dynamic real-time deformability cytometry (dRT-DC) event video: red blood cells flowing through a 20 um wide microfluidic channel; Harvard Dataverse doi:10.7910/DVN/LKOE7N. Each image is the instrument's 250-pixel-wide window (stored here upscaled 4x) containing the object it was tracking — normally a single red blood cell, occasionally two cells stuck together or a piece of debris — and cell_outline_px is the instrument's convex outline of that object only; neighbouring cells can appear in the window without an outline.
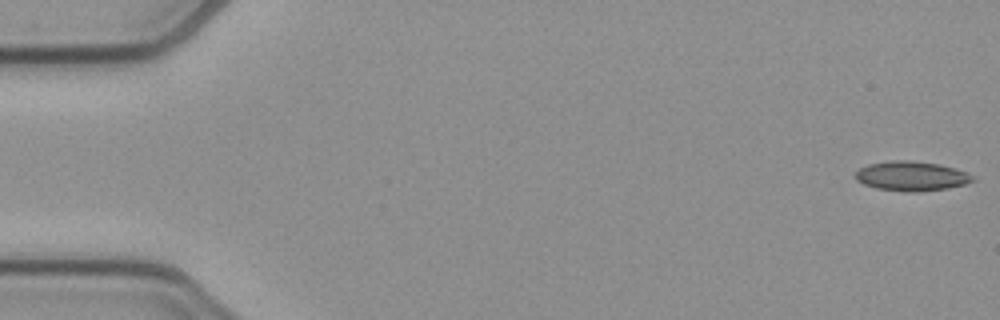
{"species": "common noctule bat (a hibernating species)", "species_latin": "Nyctalus noctula", "temperature_condition": "cold", "stored_images_in_passage": 52, "camera_frame_rate_fps": 3000, "um_per_image_px": 0.085, "animal": {"sex": "female", "body_mass_g": 21.9}, "frame": {"image": 1, "passage_image": 1, "time_ms": 0.0, "image_size_px": [1000, 320], "cell_outline_px": [[976, 180], [964, 184], [948, 188], [920, 192], [904, 192], [876, 188], [864, 184], [856, 180], [856, 172], [860, 168], [868, 164], [892, 160], [908, 160], [940, 164], [956, 168], [972, 176]], "centroid_in_image_um": [77.47, 14.97], "position_along_channel_um": 7.5, "area_um2": 20.23}}
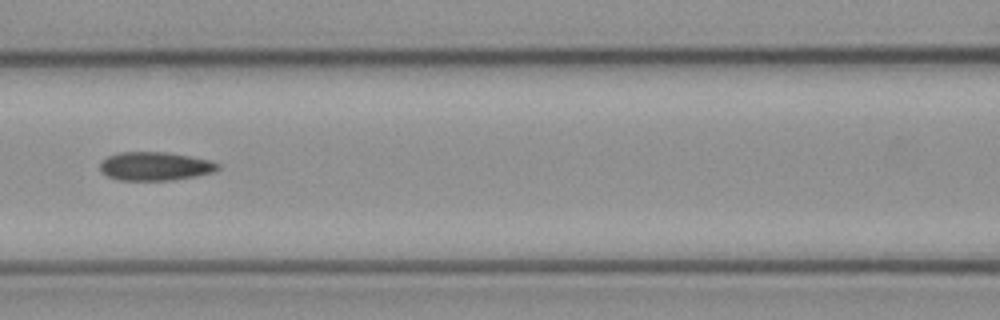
{"frame": {"image": 2, "passage_image": 23, "time_ms": 7.333, "image_size_px": [1000, 320], "cell_outline_px": [[220, 168], [212, 172], [172, 180], [116, 180], [100, 172], [100, 164], [108, 156], [120, 152], [168, 152], [208, 160], [220, 164]], "centroid_in_image_um": [13.14, 14.13], "position_along_channel_um": 153.5, "area_um2": 19.42}}
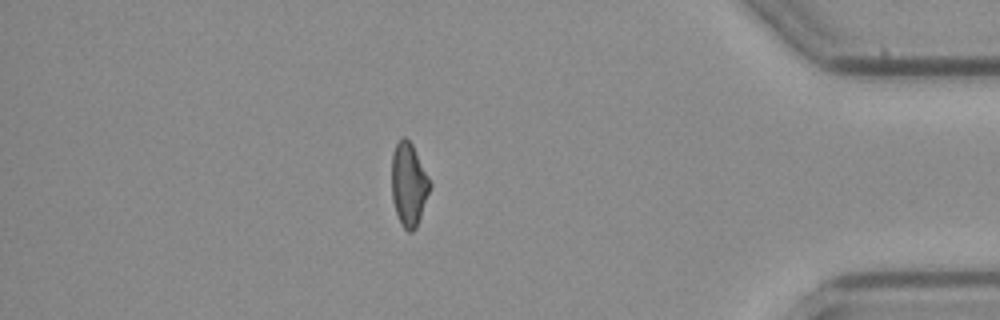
{"frame": {"image": 3, "passage_image": 45, "time_ms": 14.667, "image_size_px": [1000, 320], "cell_outline_px": [[432, 184], [416, 228], [412, 232], [408, 232], [400, 224], [392, 200], [392, 152], [400, 136], [404, 136], [412, 144]], "centroid_in_image_um": [34.73, 15.67], "position_along_channel_um": 400.5, "area_um2": 18.55}, "authors_computed_cell_mechanics": {"area_um2": 19.5942, "velocity_mm_per_s": 3.9291, "shape_relaxation_time_tau1_ms": null, "shape_relaxation_time_tau2_ms": 3.4253, "deformation_change_tau1": null, "deformation_change_tau2": 0.1186}}